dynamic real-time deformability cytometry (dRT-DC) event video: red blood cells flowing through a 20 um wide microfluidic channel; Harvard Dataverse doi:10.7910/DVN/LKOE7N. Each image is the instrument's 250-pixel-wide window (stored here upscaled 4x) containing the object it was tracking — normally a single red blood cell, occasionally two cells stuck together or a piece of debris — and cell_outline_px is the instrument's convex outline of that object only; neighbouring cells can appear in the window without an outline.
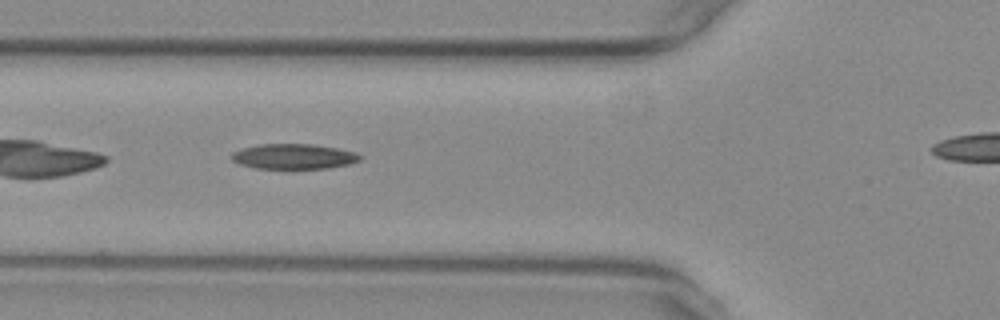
{"species": "common noctule bat (a hibernating species)", "species_latin": "Nyctalus noctula", "temperature_condition": "warm", "stored_images_in_passage": 33, "camera_frame_rate_fps": 3000, "um_per_image_px": 0.085, "animal": {"sex": "female", "body_mass_g": 29.2, "forearm_length_mm": 56.3}, "frame": {"image": 1, "passage_image": 4, "time_ms": 1.0, "image_size_px": [1000, 320], "cell_outline_px": [[360, 160], [348, 164], [328, 168], [288, 172], [256, 168], [240, 164], [232, 160], [232, 152], [244, 148], [260, 144], [312, 144], [336, 148], [352, 152], [360, 156]], "centroid_in_image_um": [24.92, 13.35], "position_along_channel_um": 100.9, "area_um2": 19.48}}
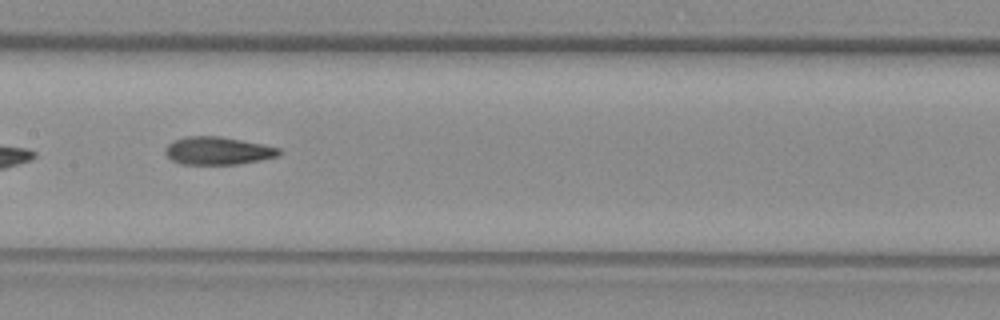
{"frame": {"image": 2, "passage_image": 11, "time_ms": 3.333, "image_size_px": [1000, 320], "cell_outline_px": [[280, 152], [276, 156], [260, 160], [236, 164], [180, 164], [172, 160], [164, 152], [164, 148], [172, 140], [184, 136], [220, 136], [264, 144], [280, 148]], "centroid_in_image_um": [18.46, 12.8], "position_along_channel_um": 188.9, "area_um2": 18.5}}
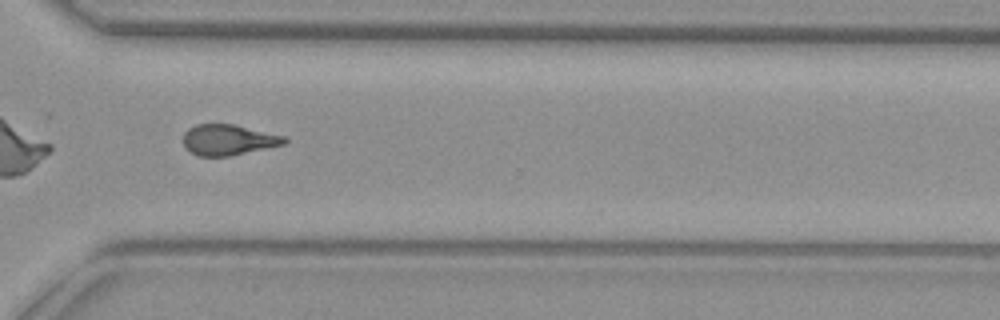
{"frame": {"image": 3, "passage_image": 24, "time_ms": 7.667, "image_size_px": [1000, 320], "cell_outline_px": [[288, 140], [284, 144], [228, 156], [200, 156], [192, 152], [184, 144], [184, 132], [188, 128], [196, 124], [236, 124], [284, 136]], "centroid_in_image_um": [19.41, 11.87], "position_along_channel_um": 351.2, "area_um2": 17.86}, "authors_computed_cell_mechanics": {"area_um2": 18.496, "velocity_mm_per_s": 3.7507, "shape_relaxation_time_tau1_ms": null, "shape_relaxation_time_tau2_ms": 3.5441, "deformation_change_tau1": null, "deformation_change_tau2": 0.1287}}